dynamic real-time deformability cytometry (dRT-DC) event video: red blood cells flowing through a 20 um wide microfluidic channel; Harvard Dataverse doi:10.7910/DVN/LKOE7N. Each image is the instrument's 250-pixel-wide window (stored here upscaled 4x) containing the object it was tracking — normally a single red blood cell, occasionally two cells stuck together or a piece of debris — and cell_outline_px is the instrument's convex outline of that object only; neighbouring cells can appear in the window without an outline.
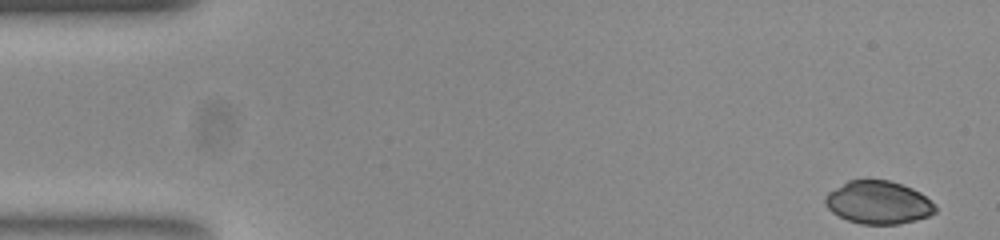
{"species": "common noctule bat (a hibernating species)", "species_latin": "Nyctalus noctula", "temperature_condition": "room temperature", "stored_images_in_passage": 52, "camera_frame_rate_fps": 3000, "um_per_image_px": 0.085, "animal": {"sex": "female", "body_mass_g": 23.0, "forearm_length_mm": 53.4}, "frame": {"image": 1, "passage_image": 1, "time_ms": 0.0, "image_size_px": [1000, 240], "cell_outline_px": [[936, 212], [928, 216], [916, 220], [900, 224], [860, 224], [848, 220], [832, 212], [824, 204], [824, 196], [828, 192], [848, 180], [888, 180], [912, 188], [920, 192], [936, 204]], "centroid_in_image_um": [74.66, 17.21], "position_along_channel_um": 10.3, "area_um2": 27.63}}
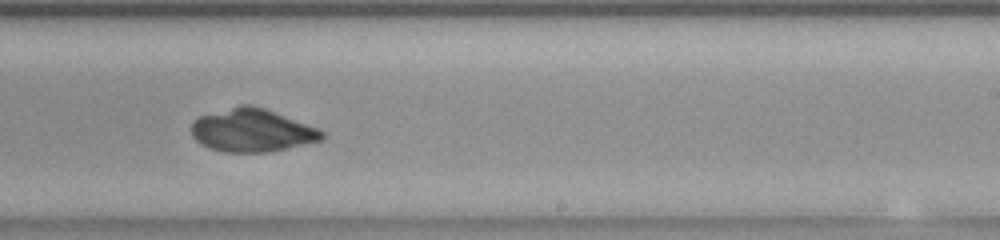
{"frame": {"image": 2, "passage_image": 31, "time_ms": 10.0, "image_size_px": [1000, 240], "cell_outline_px": [[324, 140], [268, 152], [224, 152], [208, 148], [200, 144], [192, 136], [192, 120], [200, 116], [240, 104], [252, 104], [264, 108], [320, 128], [324, 132]], "centroid_in_image_um": [21.43, 11.08], "position_along_channel_um": 267.6, "area_um2": 32.95}}
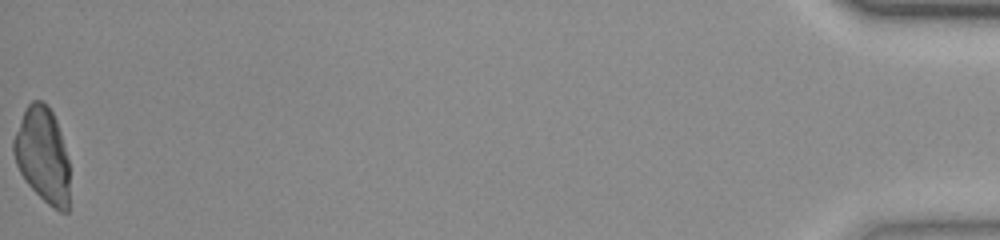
{"frame": {"image": 3, "passage_image": 52, "time_ms": 17.0, "image_size_px": [1000, 240], "cell_outline_px": [[68, 212], [60, 212], [48, 204], [24, 180], [16, 164], [12, 152], [12, 140], [20, 120], [28, 104], [32, 100], [40, 100], [52, 112], [56, 120], [60, 132], [68, 160]], "centroid_in_image_um": [3.6, 13.19], "position_along_channel_um": 431.6, "area_um2": 30.75}}